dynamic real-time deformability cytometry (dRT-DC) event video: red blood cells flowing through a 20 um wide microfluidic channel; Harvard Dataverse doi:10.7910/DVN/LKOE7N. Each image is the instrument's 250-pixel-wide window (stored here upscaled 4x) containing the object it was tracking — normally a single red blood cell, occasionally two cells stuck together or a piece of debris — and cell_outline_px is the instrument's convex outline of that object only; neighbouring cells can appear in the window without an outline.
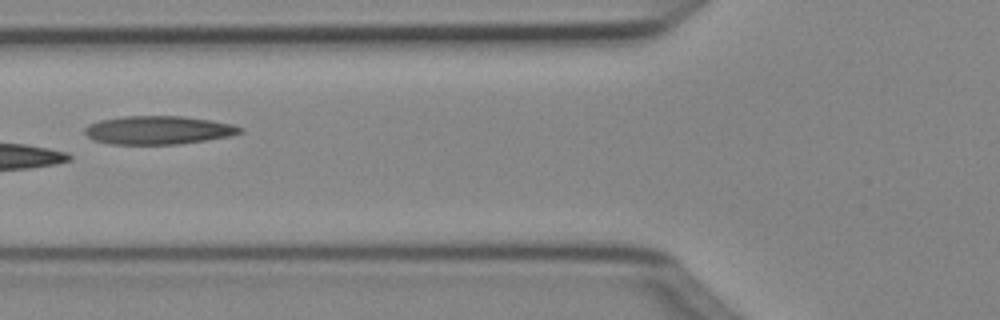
{"species": "Egyptian fruit bat (a non-hibernating species)", "species_latin": "Rousettus aegyptiacus", "temperature_condition": "cold", "stored_images_in_passage": 6, "camera_frame_rate_fps": 3000, "um_per_image_px": 0.085, "animal": {"sex": "female"}, "frame": {"image": 1, "passage_image": 6, "time_ms": 1.667, "image_size_px": [1000, 320], "cell_outline_px": [[244, 132], [232, 136], [208, 140], [180, 144], [112, 144], [96, 140], [88, 136], [84, 132], [84, 128], [88, 124], [100, 120], [124, 116], [184, 116], [212, 120], [232, 124], [244, 128]], "centroid_in_image_um": [13.52, 11.05], "position_along_channel_um": 112.3, "area_um2": 25.89}}